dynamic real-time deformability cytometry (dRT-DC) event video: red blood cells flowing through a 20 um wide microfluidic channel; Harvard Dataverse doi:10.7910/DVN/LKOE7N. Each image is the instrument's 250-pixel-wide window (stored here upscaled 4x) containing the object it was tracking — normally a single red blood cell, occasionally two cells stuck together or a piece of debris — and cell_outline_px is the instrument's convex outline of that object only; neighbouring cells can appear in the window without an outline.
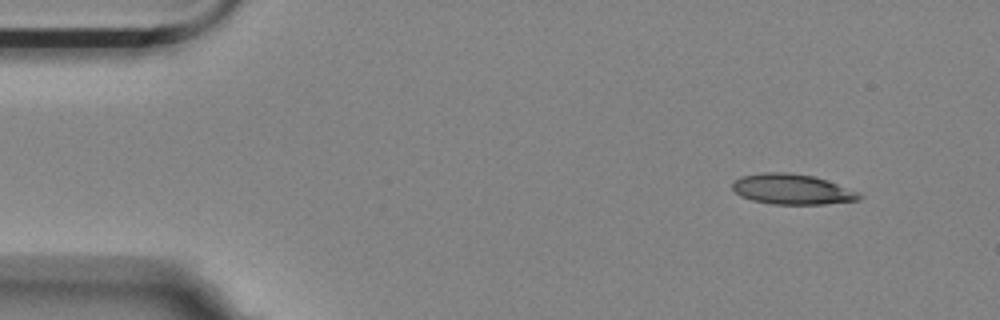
{"species": "Egyptian fruit bat (a non-hibernating species)", "species_latin": "Rousettus aegyptiacus", "temperature_condition": "room temperature", "stored_images_in_passage": 52, "camera_frame_rate_fps": 3000, "um_per_image_px": 0.085, "animal": {"sex": "female"}, "frame": {"image": 1, "passage_image": 1, "time_ms": 0.0, "image_size_px": [1000, 320], "cell_outline_px": [[864, 196], [860, 200], [824, 204], [772, 204], [752, 200], [740, 196], [732, 188], [732, 180], [740, 176], [764, 172], [788, 172], [812, 176], [828, 180], [860, 192]], "centroid_in_image_um": [67.34, 16.08], "position_along_channel_um": 17.7, "area_um2": 22.72}}
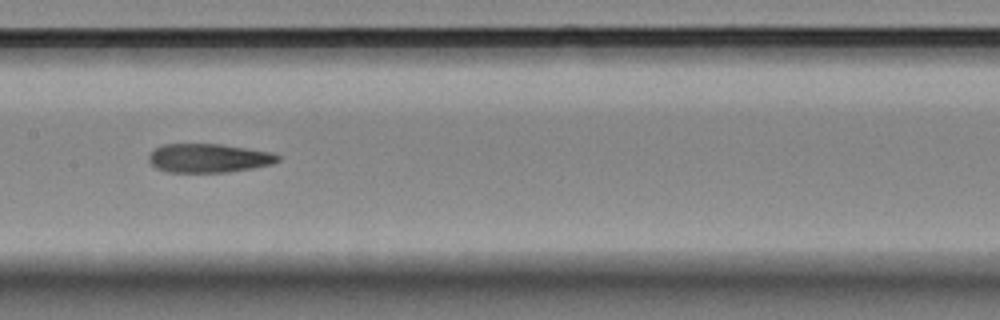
{"frame": {"image": 2, "passage_image": 23, "time_ms": 7.333, "image_size_px": [1000, 320], "cell_outline_px": [[280, 160], [272, 164], [252, 168], [228, 172], [168, 172], [156, 168], [148, 160], [148, 156], [156, 148], [164, 144], [220, 144], [272, 152], [280, 156]], "centroid_in_image_um": [17.75, 13.44], "position_along_channel_um": 189.7, "area_um2": 21.62}}
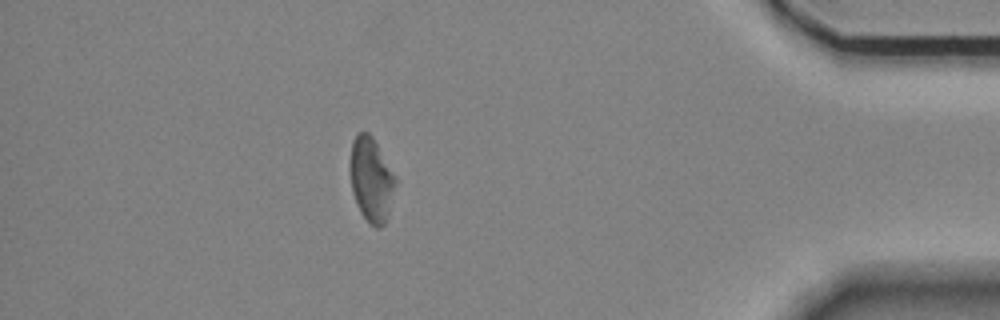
{"frame": {"image": 3, "passage_image": 45, "time_ms": 14.667, "image_size_px": [1000, 320], "cell_outline_px": [[396, 180], [388, 216], [384, 224], [380, 228], [376, 228], [360, 212], [356, 204], [352, 192], [348, 172], [348, 168], [352, 140], [360, 132], [368, 132], [372, 136], [396, 176]], "centroid_in_image_um": [31.52, 15.24], "position_along_channel_um": 403.7, "area_um2": 22.48}, "authors_computed_cell_mechanics": {"area_um2": 22.5131, "velocity_mm_per_s": 3.5149, "shape_relaxation_time_tau1_ms": null, "shape_relaxation_time_tau2_ms": 3.1814, "deformation_change_tau1": null, "deformation_change_tau2": 0.1135}}